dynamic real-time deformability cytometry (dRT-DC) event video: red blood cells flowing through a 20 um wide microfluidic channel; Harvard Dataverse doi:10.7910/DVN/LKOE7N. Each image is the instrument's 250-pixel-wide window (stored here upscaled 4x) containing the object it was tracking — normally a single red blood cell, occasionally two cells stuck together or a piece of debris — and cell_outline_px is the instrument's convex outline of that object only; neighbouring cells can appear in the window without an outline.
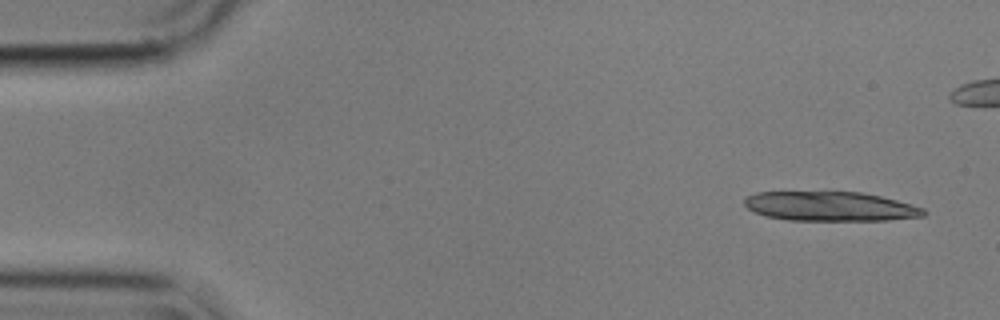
{"species": "common noctule bat (a hibernating species)", "species_latin": "Nyctalus noctula", "temperature_condition": "cold", "stored_images_in_passage": 13, "camera_frame_rate_fps": 3000, "um_per_image_px": 0.085, "animal": {"sex": "male", "body_mass_g": 17.9}, "frame": {"image": 1, "passage_image": 1, "time_ms": 0.0, "image_size_px": [1000, 320], "cell_outline_px": [[928, 212], [924, 216], [888, 220], [788, 220], [764, 216], [748, 208], [744, 204], [744, 200], [748, 196], [756, 192], [860, 192], [880, 196], [912, 204], [924, 208]], "centroid_in_image_um": [70.59, 17.54], "position_along_channel_um": 14.4, "area_um2": 30.69}}